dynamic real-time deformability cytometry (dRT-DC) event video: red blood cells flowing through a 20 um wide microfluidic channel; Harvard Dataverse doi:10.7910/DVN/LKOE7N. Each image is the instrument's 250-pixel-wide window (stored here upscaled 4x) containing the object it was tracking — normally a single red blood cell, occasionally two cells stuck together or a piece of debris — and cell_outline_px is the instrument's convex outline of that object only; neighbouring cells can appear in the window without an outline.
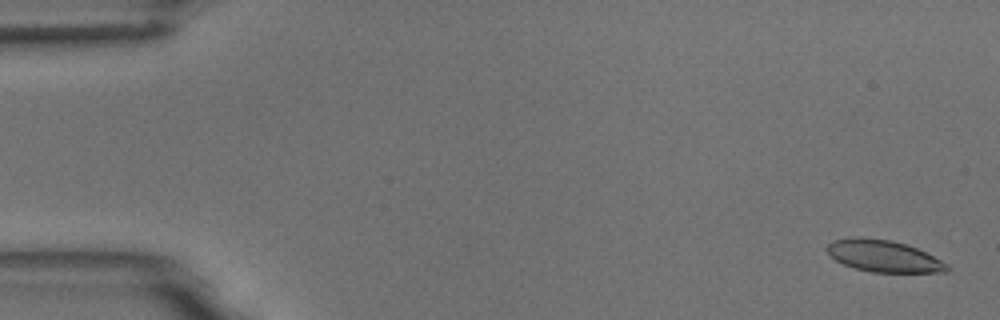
{"species": "common noctule bat (a hibernating species)", "species_latin": "Nyctalus noctula", "temperature_condition": "room temperature", "stored_images_in_passage": 4, "camera_frame_rate_fps": 3000, "um_per_image_px": 0.085, "animal": {"sex": "male", "body_mass_g": 18.8}, "frame": {"image": 1, "passage_image": 1, "time_ms": 0.0, "image_size_px": [1000, 320], "cell_outline_px": [[952, 268], [948, 272], [872, 272], [856, 268], [844, 264], [836, 260], [824, 248], [832, 240], [856, 236], [892, 240], [916, 248], [948, 264]], "centroid_in_image_um": [75.09, 21.76], "position_along_channel_um": 9.9, "area_um2": 22.14}}
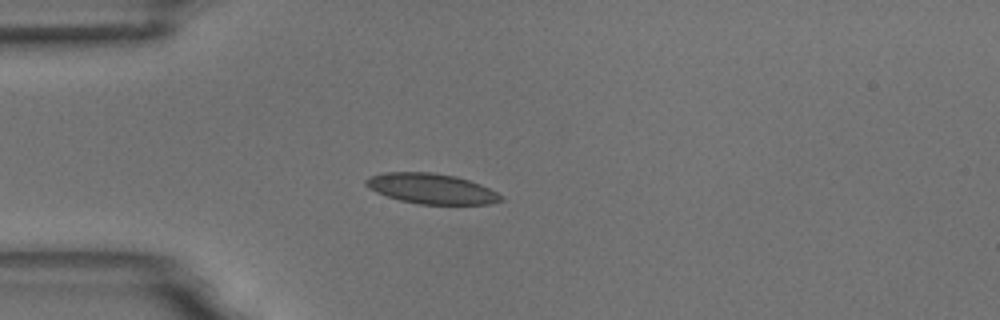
{"frame": {"image": 2, "passage_image": 4, "time_ms": 4.333, "image_size_px": [1000, 320], "cell_outline_px": [[504, 200], [488, 204], [420, 204], [400, 200], [376, 192], [368, 188], [364, 184], [364, 180], [368, 176], [384, 172], [432, 172], [456, 176], [480, 184], [504, 196]], "centroid_in_image_um": [36.64, 16.03], "position_along_channel_um": 48.4, "area_um2": 23.87}}